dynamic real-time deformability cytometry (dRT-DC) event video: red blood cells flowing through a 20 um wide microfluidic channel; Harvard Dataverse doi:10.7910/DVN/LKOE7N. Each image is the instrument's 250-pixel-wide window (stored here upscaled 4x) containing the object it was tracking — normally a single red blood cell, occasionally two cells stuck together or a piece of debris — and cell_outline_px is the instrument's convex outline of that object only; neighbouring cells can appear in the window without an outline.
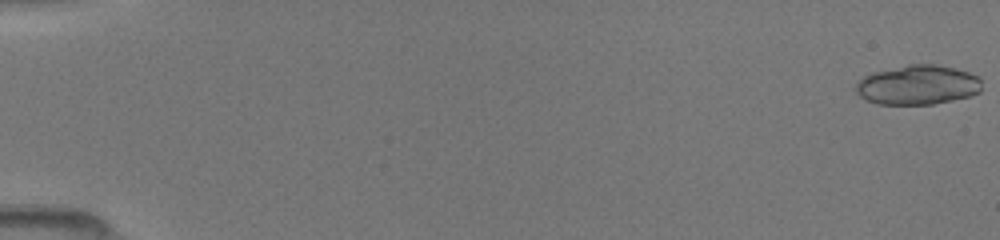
{"species": "common noctule bat (a hibernating species)", "species_latin": "Nyctalus noctula", "temperature_condition": "room temperature", "stored_images_in_passage": 49, "segment_of_instrument_passage": [1, 2], "camera_frame_rate_fps": 3000, "um_per_image_px": 0.085, "animal": {"sex": "female", "body_mass_g": 19.5, "forearm_length_mm": 54.1}, "frame": {"image": 1, "passage_image": 1, "time_ms": 0.0, "image_size_px": [1000, 240], "cell_outline_px": [[980, 92], [972, 96], [932, 104], [876, 104], [860, 96], [856, 92], [856, 84], [864, 76], [872, 72], [908, 64], [936, 64], [956, 68], [968, 72], [976, 76], [980, 80]], "centroid_in_image_um": [78.0, 7.21], "position_along_channel_um": 7.0, "area_um2": 29.02}}
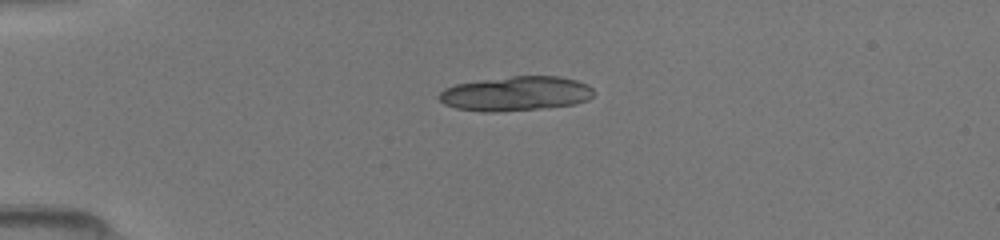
{"frame": {"image": 2, "passage_image": 13, "time_ms": 4.0, "image_size_px": [1000, 240], "cell_outline_px": [[592, 96], [588, 100], [576, 104], [540, 108], [496, 112], [484, 112], [456, 108], [444, 104], [436, 96], [444, 88], [456, 84], [480, 80], [512, 76], [560, 76], [576, 80], [588, 84], [592, 88]], "centroid_in_image_um": [43.83, 7.95], "position_along_channel_um": 41.2, "area_um2": 31.15}}